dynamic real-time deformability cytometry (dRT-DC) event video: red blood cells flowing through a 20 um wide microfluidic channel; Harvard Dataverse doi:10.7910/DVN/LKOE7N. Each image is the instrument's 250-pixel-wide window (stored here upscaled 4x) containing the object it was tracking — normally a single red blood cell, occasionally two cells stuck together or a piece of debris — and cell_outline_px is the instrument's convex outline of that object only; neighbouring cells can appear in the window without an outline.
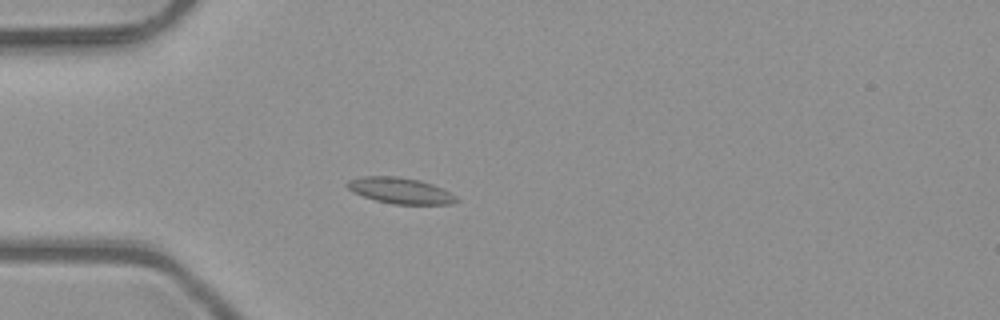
{"species": "common noctule bat (a hibernating species)", "species_latin": "Nyctalus noctula", "temperature_condition": "room temperature", "stored_images_in_passage": 4, "camera_frame_rate_fps": 3000, "um_per_image_px": 0.085, "animal": {"sex": "male", "body_mass_g": 23.1, "forearm_length_mm": 52.7}, "frame": {"image": 1, "passage_image": 4, "time_ms": 1.0, "image_size_px": [1000, 320], "cell_outline_px": [[460, 200], [452, 204], [392, 204], [376, 200], [352, 192], [344, 184], [348, 180], [364, 176], [396, 176], [420, 180], [432, 184], [456, 196]], "centroid_in_image_um": [34.0, 16.2], "position_along_channel_um": 51.0, "area_um2": 16.47}}